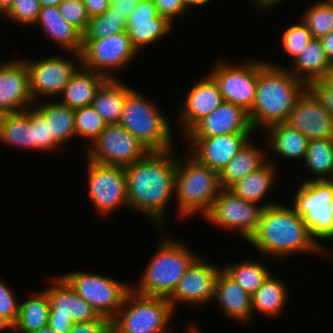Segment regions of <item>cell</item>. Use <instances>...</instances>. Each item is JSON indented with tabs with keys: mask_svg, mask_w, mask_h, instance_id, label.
<instances>
[{
	"mask_svg": "<svg viewBox=\"0 0 333 333\" xmlns=\"http://www.w3.org/2000/svg\"><path fill=\"white\" fill-rule=\"evenodd\" d=\"M307 85L290 73L287 67L258 60L255 101L248 112L254 130L286 122Z\"/></svg>",
	"mask_w": 333,
	"mask_h": 333,
	"instance_id": "obj_3",
	"label": "cell"
},
{
	"mask_svg": "<svg viewBox=\"0 0 333 333\" xmlns=\"http://www.w3.org/2000/svg\"><path fill=\"white\" fill-rule=\"evenodd\" d=\"M294 195L293 209L323 247L321 241L333 238V179L304 181Z\"/></svg>",
	"mask_w": 333,
	"mask_h": 333,
	"instance_id": "obj_8",
	"label": "cell"
},
{
	"mask_svg": "<svg viewBox=\"0 0 333 333\" xmlns=\"http://www.w3.org/2000/svg\"><path fill=\"white\" fill-rule=\"evenodd\" d=\"M222 270L251 296L271 274L264 264L254 260L228 264L225 267L222 266Z\"/></svg>",
	"mask_w": 333,
	"mask_h": 333,
	"instance_id": "obj_37",
	"label": "cell"
},
{
	"mask_svg": "<svg viewBox=\"0 0 333 333\" xmlns=\"http://www.w3.org/2000/svg\"><path fill=\"white\" fill-rule=\"evenodd\" d=\"M281 1L283 0H253V2L256 3V6L260 9L277 6V4L281 3Z\"/></svg>",
	"mask_w": 333,
	"mask_h": 333,
	"instance_id": "obj_52",
	"label": "cell"
},
{
	"mask_svg": "<svg viewBox=\"0 0 333 333\" xmlns=\"http://www.w3.org/2000/svg\"><path fill=\"white\" fill-rule=\"evenodd\" d=\"M222 94L214 79L208 74L195 83L185 96L179 112V125L185 135L197 122L212 113L223 103Z\"/></svg>",
	"mask_w": 333,
	"mask_h": 333,
	"instance_id": "obj_23",
	"label": "cell"
},
{
	"mask_svg": "<svg viewBox=\"0 0 333 333\" xmlns=\"http://www.w3.org/2000/svg\"><path fill=\"white\" fill-rule=\"evenodd\" d=\"M139 0H111L110 7L127 21Z\"/></svg>",
	"mask_w": 333,
	"mask_h": 333,
	"instance_id": "obj_49",
	"label": "cell"
},
{
	"mask_svg": "<svg viewBox=\"0 0 333 333\" xmlns=\"http://www.w3.org/2000/svg\"><path fill=\"white\" fill-rule=\"evenodd\" d=\"M95 163L125 168L142 159L149 150L119 124L106 125L86 149Z\"/></svg>",
	"mask_w": 333,
	"mask_h": 333,
	"instance_id": "obj_15",
	"label": "cell"
},
{
	"mask_svg": "<svg viewBox=\"0 0 333 333\" xmlns=\"http://www.w3.org/2000/svg\"><path fill=\"white\" fill-rule=\"evenodd\" d=\"M269 150L288 159L305 160L309 140L286 122L274 123L266 129Z\"/></svg>",
	"mask_w": 333,
	"mask_h": 333,
	"instance_id": "obj_28",
	"label": "cell"
},
{
	"mask_svg": "<svg viewBox=\"0 0 333 333\" xmlns=\"http://www.w3.org/2000/svg\"><path fill=\"white\" fill-rule=\"evenodd\" d=\"M307 89L333 117V85L324 78L310 82Z\"/></svg>",
	"mask_w": 333,
	"mask_h": 333,
	"instance_id": "obj_46",
	"label": "cell"
},
{
	"mask_svg": "<svg viewBox=\"0 0 333 333\" xmlns=\"http://www.w3.org/2000/svg\"><path fill=\"white\" fill-rule=\"evenodd\" d=\"M247 242L257 252L269 257L285 258L295 253L312 252L330 256L326 247L323 248L312 237L302 216L293 207L285 206V203L263 208L257 229Z\"/></svg>",
	"mask_w": 333,
	"mask_h": 333,
	"instance_id": "obj_2",
	"label": "cell"
},
{
	"mask_svg": "<svg viewBox=\"0 0 333 333\" xmlns=\"http://www.w3.org/2000/svg\"><path fill=\"white\" fill-rule=\"evenodd\" d=\"M283 280L270 274L257 291L251 296L252 317L260 312L268 318L278 317L287 305L288 289Z\"/></svg>",
	"mask_w": 333,
	"mask_h": 333,
	"instance_id": "obj_32",
	"label": "cell"
},
{
	"mask_svg": "<svg viewBox=\"0 0 333 333\" xmlns=\"http://www.w3.org/2000/svg\"><path fill=\"white\" fill-rule=\"evenodd\" d=\"M126 22L110 7L103 14L90 18L83 39H99L126 32Z\"/></svg>",
	"mask_w": 333,
	"mask_h": 333,
	"instance_id": "obj_39",
	"label": "cell"
},
{
	"mask_svg": "<svg viewBox=\"0 0 333 333\" xmlns=\"http://www.w3.org/2000/svg\"><path fill=\"white\" fill-rule=\"evenodd\" d=\"M15 0H0V14L4 15L13 5Z\"/></svg>",
	"mask_w": 333,
	"mask_h": 333,
	"instance_id": "obj_55",
	"label": "cell"
},
{
	"mask_svg": "<svg viewBox=\"0 0 333 333\" xmlns=\"http://www.w3.org/2000/svg\"><path fill=\"white\" fill-rule=\"evenodd\" d=\"M0 141L11 147L33 150L30 107L24 111L0 115Z\"/></svg>",
	"mask_w": 333,
	"mask_h": 333,
	"instance_id": "obj_34",
	"label": "cell"
},
{
	"mask_svg": "<svg viewBox=\"0 0 333 333\" xmlns=\"http://www.w3.org/2000/svg\"><path fill=\"white\" fill-rule=\"evenodd\" d=\"M61 276L100 316L110 320L117 315L126 294L131 290L129 284L99 273L74 271Z\"/></svg>",
	"mask_w": 333,
	"mask_h": 333,
	"instance_id": "obj_10",
	"label": "cell"
},
{
	"mask_svg": "<svg viewBox=\"0 0 333 333\" xmlns=\"http://www.w3.org/2000/svg\"><path fill=\"white\" fill-rule=\"evenodd\" d=\"M103 118L90 106L75 110V130L77 137H84L90 145L106 127ZM89 141V142H88Z\"/></svg>",
	"mask_w": 333,
	"mask_h": 333,
	"instance_id": "obj_40",
	"label": "cell"
},
{
	"mask_svg": "<svg viewBox=\"0 0 333 333\" xmlns=\"http://www.w3.org/2000/svg\"><path fill=\"white\" fill-rule=\"evenodd\" d=\"M132 89L123 81L107 79L95 94L91 106L107 125L118 124L126 94Z\"/></svg>",
	"mask_w": 333,
	"mask_h": 333,
	"instance_id": "obj_30",
	"label": "cell"
},
{
	"mask_svg": "<svg viewBox=\"0 0 333 333\" xmlns=\"http://www.w3.org/2000/svg\"><path fill=\"white\" fill-rule=\"evenodd\" d=\"M326 79L333 85V64L331 65V68L329 69V73H328Z\"/></svg>",
	"mask_w": 333,
	"mask_h": 333,
	"instance_id": "obj_59",
	"label": "cell"
},
{
	"mask_svg": "<svg viewBox=\"0 0 333 333\" xmlns=\"http://www.w3.org/2000/svg\"><path fill=\"white\" fill-rule=\"evenodd\" d=\"M29 333H58L57 331L55 330H52L49 325L45 326V327H42L41 329H38L36 331H33V332H29Z\"/></svg>",
	"mask_w": 333,
	"mask_h": 333,
	"instance_id": "obj_57",
	"label": "cell"
},
{
	"mask_svg": "<svg viewBox=\"0 0 333 333\" xmlns=\"http://www.w3.org/2000/svg\"><path fill=\"white\" fill-rule=\"evenodd\" d=\"M88 16L94 17L103 14L110 8L111 0H83Z\"/></svg>",
	"mask_w": 333,
	"mask_h": 333,
	"instance_id": "obj_50",
	"label": "cell"
},
{
	"mask_svg": "<svg viewBox=\"0 0 333 333\" xmlns=\"http://www.w3.org/2000/svg\"><path fill=\"white\" fill-rule=\"evenodd\" d=\"M164 116L153 99L151 101V98L132 88L126 94L118 124L149 151L175 149L170 122Z\"/></svg>",
	"mask_w": 333,
	"mask_h": 333,
	"instance_id": "obj_6",
	"label": "cell"
},
{
	"mask_svg": "<svg viewBox=\"0 0 333 333\" xmlns=\"http://www.w3.org/2000/svg\"><path fill=\"white\" fill-rule=\"evenodd\" d=\"M174 151H149L142 159L124 168L128 209L144 213L162 230L167 223L166 209L175 190L177 155Z\"/></svg>",
	"mask_w": 333,
	"mask_h": 333,
	"instance_id": "obj_1",
	"label": "cell"
},
{
	"mask_svg": "<svg viewBox=\"0 0 333 333\" xmlns=\"http://www.w3.org/2000/svg\"><path fill=\"white\" fill-rule=\"evenodd\" d=\"M187 333H204L201 328H197L196 325L187 326ZM201 329V330H200Z\"/></svg>",
	"mask_w": 333,
	"mask_h": 333,
	"instance_id": "obj_58",
	"label": "cell"
},
{
	"mask_svg": "<svg viewBox=\"0 0 333 333\" xmlns=\"http://www.w3.org/2000/svg\"><path fill=\"white\" fill-rule=\"evenodd\" d=\"M30 122L33 128V150L53 151L61 147L50 135L49 124L44 115L35 107H30Z\"/></svg>",
	"mask_w": 333,
	"mask_h": 333,
	"instance_id": "obj_42",
	"label": "cell"
},
{
	"mask_svg": "<svg viewBox=\"0 0 333 333\" xmlns=\"http://www.w3.org/2000/svg\"><path fill=\"white\" fill-rule=\"evenodd\" d=\"M174 314L167 298L143 296L131 289L111 320V330L112 333H173L170 325Z\"/></svg>",
	"mask_w": 333,
	"mask_h": 333,
	"instance_id": "obj_7",
	"label": "cell"
},
{
	"mask_svg": "<svg viewBox=\"0 0 333 333\" xmlns=\"http://www.w3.org/2000/svg\"><path fill=\"white\" fill-rule=\"evenodd\" d=\"M106 80L104 75L80 66L64 86L61 100H57L74 110L90 106L96 92Z\"/></svg>",
	"mask_w": 333,
	"mask_h": 333,
	"instance_id": "obj_26",
	"label": "cell"
},
{
	"mask_svg": "<svg viewBox=\"0 0 333 333\" xmlns=\"http://www.w3.org/2000/svg\"><path fill=\"white\" fill-rule=\"evenodd\" d=\"M47 293L50 311L48 325L58 333H68L74 323L96 320L100 317L97 311L73 288L62 276L52 279Z\"/></svg>",
	"mask_w": 333,
	"mask_h": 333,
	"instance_id": "obj_16",
	"label": "cell"
},
{
	"mask_svg": "<svg viewBox=\"0 0 333 333\" xmlns=\"http://www.w3.org/2000/svg\"><path fill=\"white\" fill-rule=\"evenodd\" d=\"M319 39L322 44L326 58L331 64H333V30Z\"/></svg>",
	"mask_w": 333,
	"mask_h": 333,
	"instance_id": "obj_51",
	"label": "cell"
},
{
	"mask_svg": "<svg viewBox=\"0 0 333 333\" xmlns=\"http://www.w3.org/2000/svg\"><path fill=\"white\" fill-rule=\"evenodd\" d=\"M68 333H112L111 320L100 316L96 320L77 322Z\"/></svg>",
	"mask_w": 333,
	"mask_h": 333,
	"instance_id": "obj_47",
	"label": "cell"
},
{
	"mask_svg": "<svg viewBox=\"0 0 333 333\" xmlns=\"http://www.w3.org/2000/svg\"><path fill=\"white\" fill-rule=\"evenodd\" d=\"M308 140L333 138V117L306 89L286 121Z\"/></svg>",
	"mask_w": 333,
	"mask_h": 333,
	"instance_id": "obj_20",
	"label": "cell"
},
{
	"mask_svg": "<svg viewBox=\"0 0 333 333\" xmlns=\"http://www.w3.org/2000/svg\"><path fill=\"white\" fill-rule=\"evenodd\" d=\"M310 40H312L311 32L300 19L297 24L288 27L283 32L280 44L283 52L289 57L291 56L293 61L308 46Z\"/></svg>",
	"mask_w": 333,
	"mask_h": 333,
	"instance_id": "obj_41",
	"label": "cell"
},
{
	"mask_svg": "<svg viewBox=\"0 0 333 333\" xmlns=\"http://www.w3.org/2000/svg\"><path fill=\"white\" fill-rule=\"evenodd\" d=\"M160 16L166 17L172 24L175 17L183 15L188 8L183 0H153Z\"/></svg>",
	"mask_w": 333,
	"mask_h": 333,
	"instance_id": "obj_48",
	"label": "cell"
},
{
	"mask_svg": "<svg viewBox=\"0 0 333 333\" xmlns=\"http://www.w3.org/2000/svg\"><path fill=\"white\" fill-rule=\"evenodd\" d=\"M300 18L311 32L312 38H321L333 30V5L329 0L317 1L306 8Z\"/></svg>",
	"mask_w": 333,
	"mask_h": 333,
	"instance_id": "obj_38",
	"label": "cell"
},
{
	"mask_svg": "<svg viewBox=\"0 0 333 333\" xmlns=\"http://www.w3.org/2000/svg\"><path fill=\"white\" fill-rule=\"evenodd\" d=\"M210 76L219 87L224 102L244 108L247 112L252 109L256 95L258 79V60L229 64L225 59L214 61Z\"/></svg>",
	"mask_w": 333,
	"mask_h": 333,
	"instance_id": "obj_13",
	"label": "cell"
},
{
	"mask_svg": "<svg viewBox=\"0 0 333 333\" xmlns=\"http://www.w3.org/2000/svg\"><path fill=\"white\" fill-rule=\"evenodd\" d=\"M14 330V325L5 317L0 315V333L4 330Z\"/></svg>",
	"mask_w": 333,
	"mask_h": 333,
	"instance_id": "obj_54",
	"label": "cell"
},
{
	"mask_svg": "<svg viewBox=\"0 0 333 333\" xmlns=\"http://www.w3.org/2000/svg\"><path fill=\"white\" fill-rule=\"evenodd\" d=\"M67 54L76 59L65 55H54L32 61L23 58L28 69L30 93L35 103L40 96L59 97L64 86L81 66L80 54L73 52Z\"/></svg>",
	"mask_w": 333,
	"mask_h": 333,
	"instance_id": "obj_14",
	"label": "cell"
},
{
	"mask_svg": "<svg viewBox=\"0 0 333 333\" xmlns=\"http://www.w3.org/2000/svg\"><path fill=\"white\" fill-rule=\"evenodd\" d=\"M197 256L179 280L174 292L167 298L174 311L178 302L192 306H203L214 298L215 282L222 267L205 262ZM176 307V308H175Z\"/></svg>",
	"mask_w": 333,
	"mask_h": 333,
	"instance_id": "obj_17",
	"label": "cell"
},
{
	"mask_svg": "<svg viewBox=\"0 0 333 333\" xmlns=\"http://www.w3.org/2000/svg\"><path fill=\"white\" fill-rule=\"evenodd\" d=\"M213 1V0H212ZM211 0H183V3L188 9H191L192 6H204L207 3H210Z\"/></svg>",
	"mask_w": 333,
	"mask_h": 333,
	"instance_id": "obj_53",
	"label": "cell"
},
{
	"mask_svg": "<svg viewBox=\"0 0 333 333\" xmlns=\"http://www.w3.org/2000/svg\"><path fill=\"white\" fill-rule=\"evenodd\" d=\"M177 155L174 195L178 217L204 215L221 188L219 173L197 161L193 156ZM201 213V214H200Z\"/></svg>",
	"mask_w": 333,
	"mask_h": 333,
	"instance_id": "obj_5",
	"label": "cell"
},
{
	"mask_svg": "<svg viewBox=\"0 0 333 333\" xmlns=\"http://www.w3.org/2000/svg\"><path fill=\"white\" fill-rule=\"evenodd\" d=\"M267 201H263L264 205L248 202L222 188L203 217L215 227L239 232L248 241L257 229L263 208L277 204L275 200Z\"/></svg>",
	"mask_w": 333,
	"mask_h": 333,
	"instance_id": "obj_9",
	"label": "cell"
},
{
	"mask_svg": "<svg viewBox=\"0 0 333 333\" xmlns=\"http://www.w3.org/2000/svg\"><path fill=\"white\" fill-rule=\"evenodd\" d=\"M58 9L65 20L77 28L82 34L85 32L90 17L87 14L83 0H64Z\"/></svg>",
	"mask_w": 333,
	"mask_h": 333,
	"instance_id": "obj_44",
	"label": "cell"
},
{
	"mask_svg": "<svg viewBox=\"0 0 333 333\" xmlns=\"http://www.w3.org/2000/svg\"><path fill=\"white\" fill-rule=\"evenodd\" d=\"M44 115L49 124L50 135L61 146L75 138V110L71 109L58 100L34 104Z\"/></svg>",
	"mask_w": 333,
	"mask_h": 333,
	"instance_id": "obj_33",
	"label": "cell"
},
{
	"mask_svg": "<svg viewBox=\"0 0 333 333\" xmlns=\"http://www.w3.org/2000/svg\"><path fill=\"white\" fill-rule=\"evenodd\" d=\"M248 112L235 104L223 102L197 122L184 138H208L231 133H254Z\"/></svg>",
	"mask_w": 333,
	"mask_h": 333,
	"instance_id": "obj_21",
	"label": "cell"
},
{
	"mask_svg": "<svg viewBox=\"0 0 333 333\" xmlns=\"http://www.w3.org/2000/svg\"><path fill=\"white\" fill-rule=\"evenodd\" d=\"M138 54L127 32L99 39H83L81 66L107 79H117L116 71L126 68Z\"/></svg>",
	"mask_w": 333,
	"mask_h": 333,
	"instance_id": "obj_11",
	"label": "cell"
},
{
	"mask_svg": "<svg viewBox=\"0 0 333 333\" xmlns=\"http://www.w3.org/2000/svg\"><path fill=\"white\" fill-rule=\"evenodd\" d=\"M173 28L166 17L158 14L153 0H139L126 22L127 35L138 52L159 42Z\"/></svg>",
	"mask_w": 333,
	"mask_h": 333,
	"instance_id": "obj_19",
	"label": "cell"
},
{
	"mask_svg": "<svg viewBox=\"0 0 333 333\" xmlns=\"http://www.w3.org/2000/svg\"><path fill=\"white\" fill-rule=\"evenodd\" d=\"M29 89V74L25 61L15 59L0 63V115L24 111L34 106Z\"/></svg>",
	"mask_w": 333,
	"mask_h": 333,
	"instance_id": "obj_18",
	"label": "cell"
},
{
	"mask_svg": "<svg viewBox=\"0 0 333 333\" xmlns=\"http://www.w3.org/2000/svg\"><path fill=\"white\" fill-rule=\"evenodd\" d=\"M331 63L326 58L320 39L312 38L288 69L297 79L306 85L318 79H324L329 73Z\"/></svg>",
	"mask_w": 333,
	"mask_h": 333,
	"instance_id": "obj_29",
	"label": "cell"
},
{
	"mask_svg": "<svg viewBox=\"0 0 333 333\" xmlns=\"http://www.w3.org/2000/svg\"><path fill=\"white\" fill-rule=\"evenodd\" d=\"M41 7L59 6L64 0H39Z\"/></svg>",
	"mask_w": 333,
	"mask_h": 333,
	"instance_id": "obj_56",
	"label": "cell"
},
{
	"mask_svg": "<svg viewBox=\"0 0 333 333\" xmlns=\"http://www.w3.org/2000/svg\"><path fill=\"white\" fill-rule=\"evenodd\" d=\"M213 299V302H218V308L231 320L241 324L251 321V295L222 269L217 275Z\"/></svg>",
	"mask_w": 333,
	"mask_h": 333,
	"instance_id": "obj_24",
	"label": "cell"
},
{
	"mask_svg": "<svg viewBox=\"0 0 333 333\" xmlns=\"http://www.w3.org/2000/svg\"><path fill=\"white\" fill-rule=\"evenodd\" d=\"M304 166L314 176L311 180L333 179V138L309 140Z\"/></svg>",
	"mask_w": 333,
	"mask_h": 333,
	"instance_id": "obj_36",
	"label": "cell"
},
{
	"mask_svg": "<svg viewBox=\"0 0 333 333\" xmlns=\"http://www.w3.org/2000/svg\"><path fill=\"white\" fill-rule=\"evenodd\" d=\"M88 192L96 213L101 217L111 215L116 209L128 208L125 169L95 163L87 159Z\"/></svg>",
	"mask_w": 333,
	"mask_h": 333,
	"instance_id": "obj_12",
	"label": "cell"
},
{
	"mask_svg": "<svg viewBox=\"0 0 333 333\" xmlns=\"http://www.w3.org/2000/svg\"><path fill=\"white\" fill-rule=\"evenodd\" d=\"M252 133H231L208 138H186L193 148L192 156L200 163L220 173L251 139ZM188 139V140H187Z\"/></svg>",
	"mask_w": 333,
	"mask_h": 333,
	"instance_id": "obj_22",
	"label": "cell"
},
{
	"mask_svg": "<svg viewBox=\"0 0 333 333\" xmlns=\"http://www.w3.org/2000/svg\"><path fill=\"white\" fill-rule=\"evenodd\" d=\"M18 300L19 298H16L12 288L0 279V315L8 319L13 325L18 317L20 305Z\"/></svg>",
	"mask_w": 333,
	"mask_h": 333,
	"instance_id": "obj_45",
	"label": "cell"
},
{
	"mask_svg": "<svg viewBox=\"0 0 333 333\" xmlns=\"http://www.w3.org/2000/svg\"><path fill=\"white\" fill-rule=\"evenodd\" d=\"M31 298L20 302L14 330L29 333L48 325L50 305L44 290L32 292Z\"/></svg>",
	"mask_w": 333,
	"mask_h": 333,
	"instance_id": "obj_35",
	"label": "cell"
},
{
	"mask_svg": "<svg viewBox=\"0 0 333 333\" xmlns=\"http://www.w3.org/2000/svg\"><path fill=\"white\" fill-rule=\"evenodd\" d=\"M256 145V146H255ZM264 148L249 139L234 158L219 173L221 188L229 189L245 176L256 171L269 159Z\"/></svg>",
	"mask_w": 333,
	"mask_h": 333,
	"instance_id": "obj_27",
	"label": "cell"
},
{
	"mask_svg": "<svg viewBox=\"0 0 333 333\" xmlns=\"http://www.w3.org/2000/svg\"><path fill=\"white\" fill-rule=\"evenodd\" d=\"M277 169L276 164L268 160L259 169L232 185L229 190L245 201L260 205L277 180Z\"/></svg>",
	"mask_w": 333,
	"mask_h": 333,
	"instance_id": "obj_31",
	"label": "cell"
},
{
	"mask_svg": "<svg viewBox=\"0 0 333 333\" xmlns=\"http://www.w3.org/2000/svg\"><path fill=\"white\" fill-rule=\"evenodd\" d=\"M161 241L142 272L141 279L135 287H131L137 294L168 298L198 256L179 240L164 237Z\"/></svg>",
	"mask_w": 333,
	"mask_h": 333,
	"instance_id": "obj_4",
	"label": "cell"
},
{
	"mask_svg": "<svg viewBox=\"0 0 333 333\" xmlns=\"http://www.w3.org/2000/svg\"><path fill=\"white\" fill-rule=\"evenodd\" d=\"M40 10L39 0H15L4 17L20 25L33 26Z\"/></svg>",
	"mask_w": 333,
	"mask_h": 333,
	"instance_id": "obj_43",
	"label": "cell"
},
{
	"mask_svg": "<svg viewBox=\"0 0 333 333\" xmlns=\"http://www.w3.org/2000/svg\"><path fill=\"white\" fill-rule=\"evenodd\" d=\"M34 25H40L49 40L65 52L81 53L83 34L65 20L58 6L41 7Z\"/></svg>",
	"mask_w": 333,
	"mask_h": 333,
	"instance_id": "obj_25",
	"label": "cell"
}]
</instances>
